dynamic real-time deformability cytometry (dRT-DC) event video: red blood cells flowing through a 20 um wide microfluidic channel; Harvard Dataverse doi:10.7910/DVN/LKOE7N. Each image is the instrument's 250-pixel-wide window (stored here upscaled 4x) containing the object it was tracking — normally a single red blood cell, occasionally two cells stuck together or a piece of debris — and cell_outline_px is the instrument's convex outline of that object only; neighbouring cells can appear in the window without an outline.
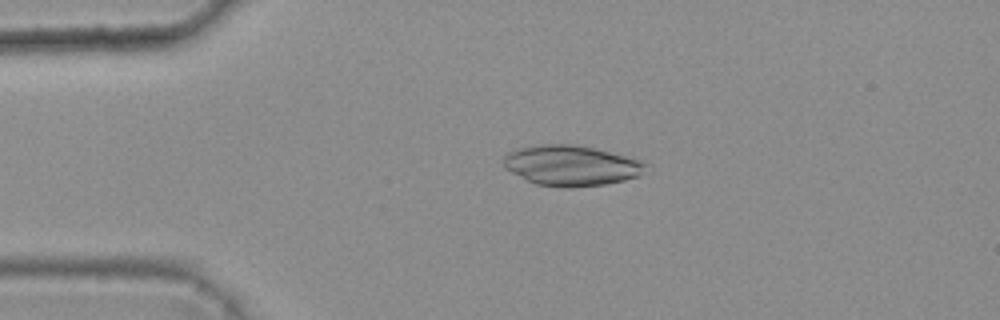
{"species": "common noctule bat (a hibernating species)", "species_latin": "Nyctalus noctula", "temperature_condition": "warm", "stored_images_in_passage": 42, "camera_frame_rate_fps": 3000, "um_per_image_px": 0.085, "animal": {"sex": "female", "body_mass_g": 25.1}, "frame": {"image": 1, "passage_image": 8, "time_ms": 2.333, "image_size_px": [1000, 320], "cell_outline_px": [[652, 164], [640, 176], [624, 180], [604, 184], [572, 188], [560, 188], [536, 184], [504, 168], [500, 164], [504, 156], [508, 152], [520, 148], [544, 144], [572, 144], [592, 148], [640, 160]], "centroid_in_image_um": [48.56, 14.08], "position_along_channel_um": 36.4, "area_um2": 33.58}}
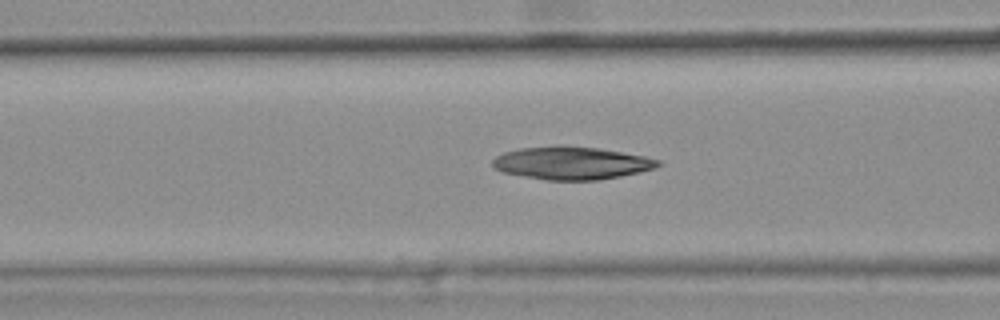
{"frame": {"image": 2, "passage_image": 17, "time_ms": 5.333, "image_size_px": [1000, 320], "cell_outline_px": [[664, 164], [656, 168], [640, 172], [600, 180], [544, 180], [504, 172], [496, 168], [492, 164], [492, 160], [496, 156], [504, 152], [520, 148], [556, 144], [560, 144], [600, 148], [644, 156], [660, 160]], "centroid_in_image_um": [48.61, 13.84], "position_along_channel_um": 118.0, "area_um2": 32.02}}
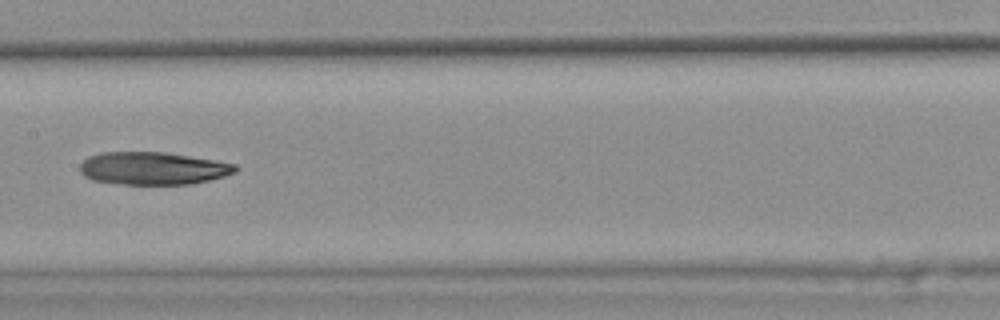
{"frame": {"image": 3, "passage_image": 23, "time_ms": 7.333, "image_size_px": [1000, 320], "cell_outline_px": [[240, 168], [236, 172], [224, 176], [208, 180], [188, 184], [124, 184], [92, 180], [84, 176], [80, 172], [80, 164], [88, 156], [100, 152], [164, 152], [216, 160], [236, 164]], "centroid_in_image_um": [13.0, 14.3], "position_along_channel_um": 194.4, "area_um2": 29.65}}